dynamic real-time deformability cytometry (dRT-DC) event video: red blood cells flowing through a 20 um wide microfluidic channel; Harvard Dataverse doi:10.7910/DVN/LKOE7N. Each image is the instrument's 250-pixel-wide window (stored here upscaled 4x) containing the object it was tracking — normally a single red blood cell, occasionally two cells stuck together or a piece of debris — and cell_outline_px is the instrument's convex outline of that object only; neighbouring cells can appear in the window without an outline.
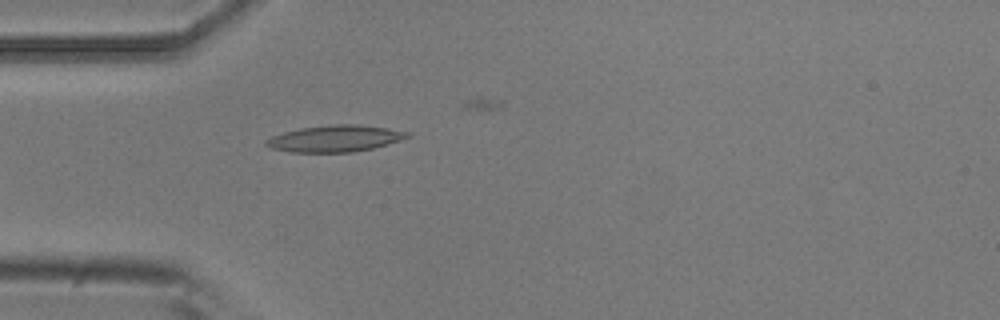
{"species": "common noctule bat (a hibernating species)", "species_latin": "Nyctalus noctula", "temperature_condition": "room temperature", "stored_images_in_passage": 2, "camera_frame_rate_fps": 3000, "um_per_image_px": 0.085, "animal": {"sex": "male", "body_mass_g": 20.5, "forearm_length_mm": 52.5}, "frame": {"image": 1, "passage_image": 2, "time_ms": 0.333, "image_size_px": [1000, 320], "cell_outline_px": [[412, 136], [388, 144], [372, 148], [352, 152], [292, 152], [272, 148], [264, 144], [264, 140], [272, 136], [284, 132], [300, 128], [332, 124], [356, 124], [388, 128], [408, 132]], "centroid_in_image_um": [28.47, 11.77], "position_along_channel_um": 56.5, "area_um2": 21.79}}